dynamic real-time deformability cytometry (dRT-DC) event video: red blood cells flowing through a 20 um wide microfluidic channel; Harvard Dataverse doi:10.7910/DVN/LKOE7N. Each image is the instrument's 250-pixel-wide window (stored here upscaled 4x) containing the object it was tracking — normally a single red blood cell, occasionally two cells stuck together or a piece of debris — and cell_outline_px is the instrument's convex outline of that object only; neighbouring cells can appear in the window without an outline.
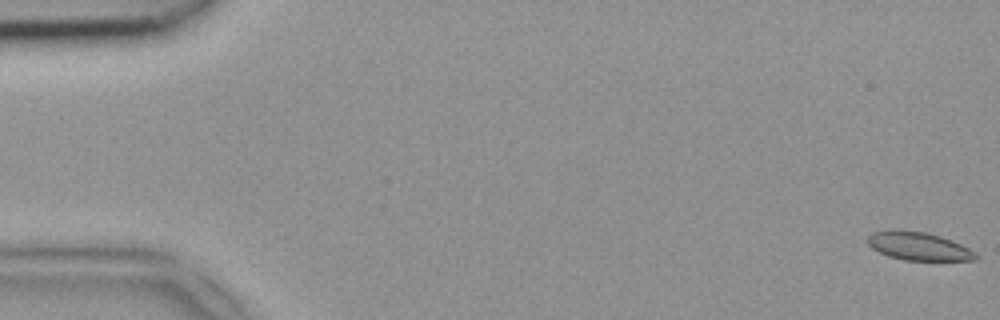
{"species": "common noctule bat (a hibernating species)", "species_latin": "Nyctalus noctula", "temperature_condition": "room temperature", "stored_images_in_passage": 47, "camera_frame_rate_fps": 3000, "um_per_image_px": 0.085, "animal": {"sex": "female", "body_mass_g": 18.4}, "frame": {"image": 1, "passage_image": 1, "time_ms": 0.0, "image_size_px": [1000, 320], "cell_outline_px": [[980, 256], [976, 260], [904, 260], [888, 256], [872, 248], [868, 244], [868, 236], [872, 232], [888, 228], [892, 228], [928, 232], [952, 240], [976, 252]], "centroid_in_image_um": [78.06, 20.9], "position_along_channel_um": 6.9, "area_um2": 18.09}}
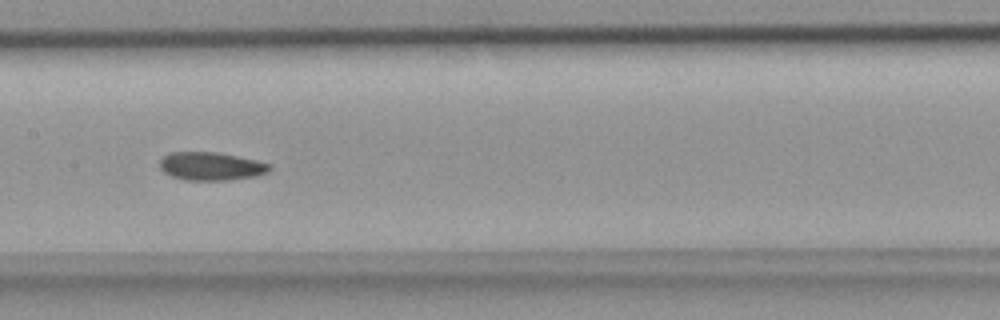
{"frame": {"image": 2, "passage_image": 24, "time_ms": 7.667, "image_size_px": [1000, 320], "cell_outline_px": [[272, 168], [268, 172], [256, 176], [228, 180], [184, 180], [172, 176], [164, 172], [160, 168], [160, 160], [168, 152], [220, 152], [256, 160], [272, 164]], "centroid_in_image_um": [17.96, 14.12], "position_along_channel_um": 189.4, "area_um2": 18.21}}
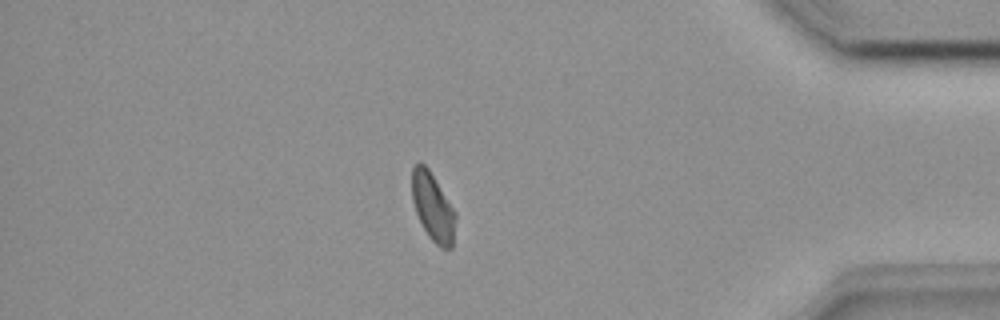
{"frame": {"image": 3, "passage_image": 41, "time_ms": 13.333, "image_size_px": [1000, 320], "cell_outline_px": [[456, 220], [452, 248], [440, 248], [428, 236], [416, 212], [412, 200], [412, 168], [416, 164], [424, 164], [428, 168], [456, 212]], "centroid_in_image_um": [36.81, 17.62], "position_along_channel_um": 398.4, "area_um2": 17.11}}